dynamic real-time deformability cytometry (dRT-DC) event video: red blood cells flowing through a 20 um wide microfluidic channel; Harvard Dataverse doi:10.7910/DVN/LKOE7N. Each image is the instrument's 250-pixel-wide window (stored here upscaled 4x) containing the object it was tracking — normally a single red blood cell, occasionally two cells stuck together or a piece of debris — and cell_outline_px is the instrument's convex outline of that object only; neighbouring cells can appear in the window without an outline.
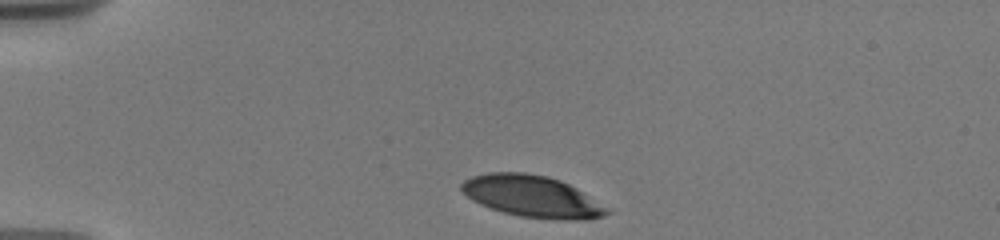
{"species": "human", "species_latin": "Homo sapiens", "temperature_condition": "warm", "stored_images_in_passage": 7, "camera_frame_rate_fps": 3000, "um_per_image_px": 0.085, "donor": {"sex": "male"}, "frame": {"image": 1, "passage_image": 1, "time_ms": 0.0, "image_size_px": [1000, 240], "cell_outline_px": [[612, 212], [604, 216], [588, 220], [564, 220], [520, 216], [504, 212], [480, 204], [472, 200], [460, 188], [460, 184], [464, 180], [472, 176], [488, 172], [524, 172], [548, 176], [560, 180], [576, 188], [612, 208]], "centroid_in_image_um": [45.29, 16.69], "position_along_channel_um": 39.7, "area_um2": 35.55}}
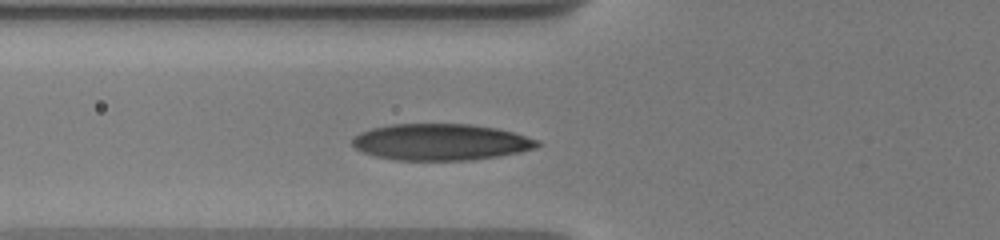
{"frame": {"image": 2, "passage_image": 5, "time_ms": 2.667, "image_size_px": [1000, 240], "cell_outline_px": [[540, 144], [536, 148], [520, 152], [500, 156], [468, 160], [396, 160], [376, 156], [364, 152], [356, 148], [352, 144], [352, 136], [360, 132], [372, 128], [392, 124], [472, 124], [496, 128], [512, 132], [540, 140]], "centroid_in_image_um": [37.47, 12.07], "position_along_channel_um": 88.3, "area_um2": 39.36}}
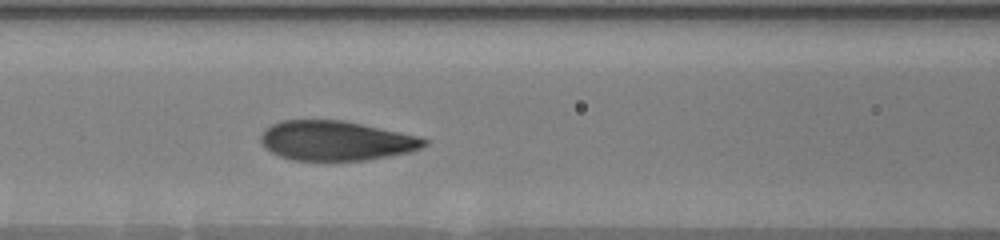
{"frame": {"image": 3, "passage_image": 7, "time_ms": 4.0, "image_size_px": [1000, 240], "cell_outline_px": [[428, 144], [412, 152], [364, 160], [292, 160], [280, 156], [264, 148], [260, 140], [260, 136], [272, 124], [284, 120], [344, 120], [420, 136], [428, 140]], "centroid_in_image_um": [28.59, 11.96], "position_along_channel_um": 138.0, "area_um2": 37.74}}